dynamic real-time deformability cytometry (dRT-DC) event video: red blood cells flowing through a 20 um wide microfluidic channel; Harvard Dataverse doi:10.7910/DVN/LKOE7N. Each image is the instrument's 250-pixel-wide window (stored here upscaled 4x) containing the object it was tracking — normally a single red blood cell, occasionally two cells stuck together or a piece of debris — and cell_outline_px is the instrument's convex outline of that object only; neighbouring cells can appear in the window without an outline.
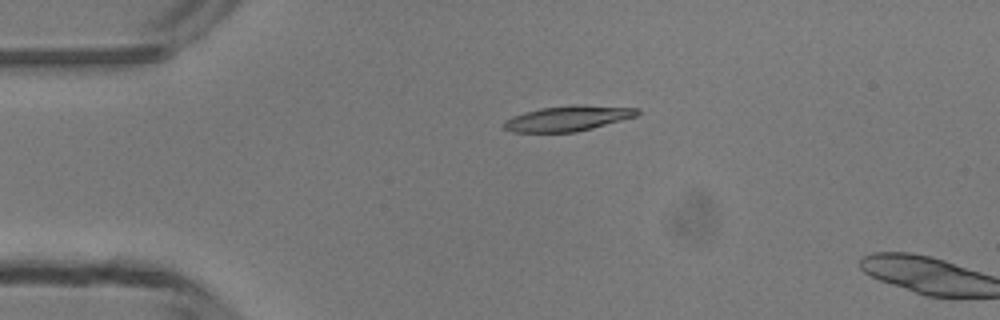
{"species": "common noctule bat (a hibernating species)", "species_latin": "Nyctalus noctula", "temperature_condition": "room temperature", "stored_images_in_passage": 2, "camera_frame_rate_fps": 3000, "um_per_image_px": 0.085, "animal": {"sex": "male", "body_mass_g": 13.3}, "frame": {"image": 1, "passage_image": 1, "time_ms": 0.0, "image_size_px": [1000, 320], "cell_outline_px": [[640, 112], [636, 116], [592, 128], [576, 132], [512, 132], [504, 128], [504, 120], [512, 116], [524, 112], [540, 108], [572, 104], [584, 104], [640, 108]], "centroid_in_image_um": [48.28, 10.04], "position_along_channel_um": 36.7, "area_um2": 19.83}}